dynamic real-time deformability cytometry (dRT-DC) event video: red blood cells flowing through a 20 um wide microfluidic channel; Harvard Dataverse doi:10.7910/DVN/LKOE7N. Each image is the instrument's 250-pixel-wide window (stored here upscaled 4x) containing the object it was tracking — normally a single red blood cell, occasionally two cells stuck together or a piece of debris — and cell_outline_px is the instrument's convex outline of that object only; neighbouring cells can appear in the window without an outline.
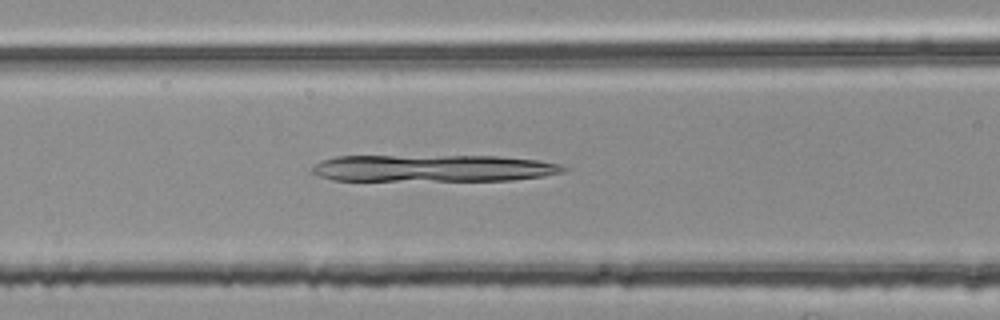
{"species": "common noctule bat (a hibernating species)", "species_latin": "Nyctalus noctula", "temperature_condition": "room temperature", "stored_images_in_passage": 43, "camera_frame_rate_fps": 3000, "um_per_image_px": 0.085, "animal": {"sex": "female", "body_mass_g": 25.1}, "frame": {"image": 1, "passage_image": 12, "time_ms": 3.667, "image_size_px": [1000, 320], "cell_outline_px": [[568, 168], [564, 172], [544, 176], [512, 180], [332, 180], [320, 176], [312, 172], [312, 168], [316, 164], [324, 160], [336, 156], [496, 156], [540, 160], [560, 164]], "centroid_in_image_um": [36.88, 14.29], "position_along_channel_um": 129.7, "area_um2": 39.36}}
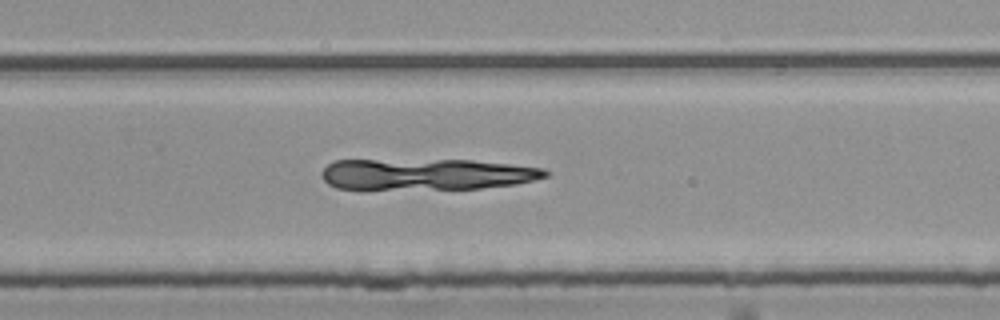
{"frame": {"image": 2, "passage_image": 25, "time_ms": 8.0, "image_size_px": [1000, 320], "cell_outline_px": [[548, 176], [516, 184], [480, 188], [368, 192], [336, 188], [328, 184], [320, 176], [320, 172], [332, 160], [472, 160], [544, 168], [548, 172]], "centroid_in_image_um": [36.1, 14.86], "position_along_channel_um": 293.7, "area_um2": 42.37}}
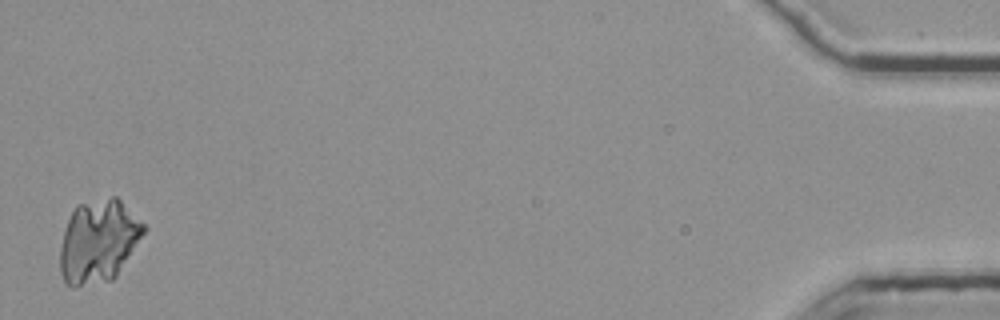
{"frame": {"image": 3, "passage_image": 43, "time_ms": 14.0, "image_size_px": [1000, 320], "cell_outline_px": [[148, 228], [116, 276], [112, 280], [76, 288], [72, 288], [64, 280], [60, 272], [60, 248], [64, 232], [68, 220], [76, 204], [112, 196], [116, 196]], "centroid_in_image_um": [8.36, 20.52], "position_along_channel_um": 426.8, "area_um2": 40.46}}